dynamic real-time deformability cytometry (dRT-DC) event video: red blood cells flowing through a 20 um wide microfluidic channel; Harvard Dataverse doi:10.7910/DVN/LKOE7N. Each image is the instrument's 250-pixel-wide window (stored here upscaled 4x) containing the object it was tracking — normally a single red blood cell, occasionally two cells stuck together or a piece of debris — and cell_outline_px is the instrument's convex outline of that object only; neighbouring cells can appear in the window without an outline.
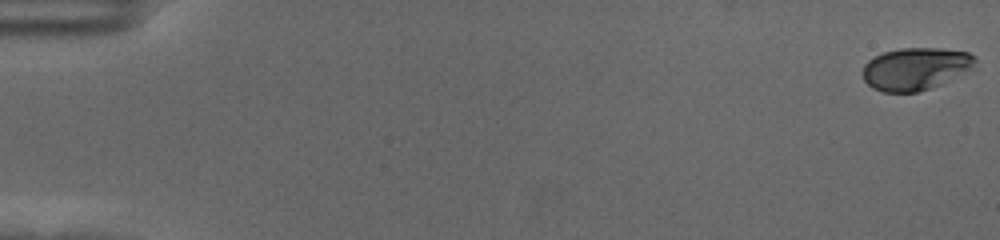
{"species": "human", "species_latin": "Homo sapiens", "temperature_condition": "cold", "stored_images_in_passage": 59, "camera_frame_rate_fps": 3000, "um_per_image_px": 0.085, "donor": {"sex": "female"}, "frame": {"image": 1, "passage_image": 1, "time_ms": 0.0, "image_size_px": [1000, 240], "cell_outline_px": [[976, 60], [972, 68], [940, 84], [916, 92], [884, 92], [872, 88], [864, 80], [864, 64], [868, 60], [884, 52], [900, 48], [940, 48], [968, 52], [976, 56]], "centroid_in_image_um": [77.81, 5.83], "position_along_channel_um": 7.2, "area_um2": 27.46}}
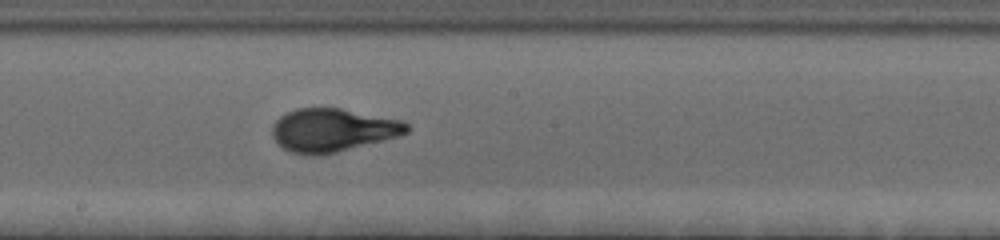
{"frame": {"image": 2, "passage_image": 34, "time_ms": 11.0, "image_size_px": [1000, 240], "cell_outline_px": [[412, 128], [408, 132], [400, 136], [320, 156], [308, 156], [292, 152], [284, 148], [272, 136], [272, 128], [276, 120], [280, 116], [296, 108], [340, 108], [404, 120]], "centroid_in_image_um": [28.32, 11.06], "position_along_channel_um": 219.9, "area_um2": 34.04}}
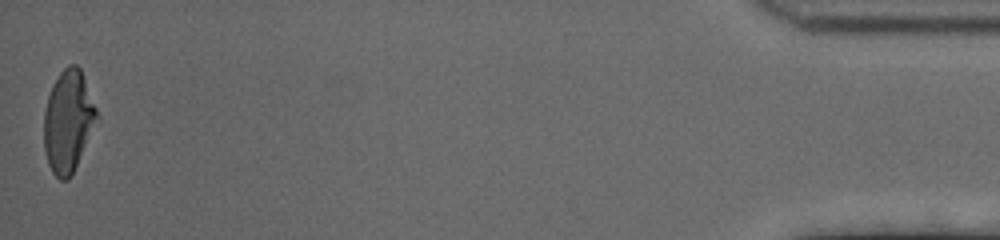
{"frame": {"image": 3, "passage_image": 59, "time_ms": 19.333, "image_size_px": [1000, 240], "cell_outline_px": [[100, 120], [68, 180], [60, 180], [52, 172], [48, 164], [44, 152], [44, 112], [48, 96], [52, 84], [60, 72], [68, 64], [76, 64], [80, 68], [100, 116]], "centroid_in_image_um": [5.81, 10.3], "position_along_channel_um": 429.4, "area_um2": 31.73}, "authors_computed_cell_mechanics": {"area_um2": 31.79, "velocity_mm_per_s": 3.5284, "shape_relaxation_time_tau1_ms": 3.8394, "shape_relaxation_time_tau2_ms": null, "deformation_change_tau1": 0.1802, "deformation_change_tau2": null}}